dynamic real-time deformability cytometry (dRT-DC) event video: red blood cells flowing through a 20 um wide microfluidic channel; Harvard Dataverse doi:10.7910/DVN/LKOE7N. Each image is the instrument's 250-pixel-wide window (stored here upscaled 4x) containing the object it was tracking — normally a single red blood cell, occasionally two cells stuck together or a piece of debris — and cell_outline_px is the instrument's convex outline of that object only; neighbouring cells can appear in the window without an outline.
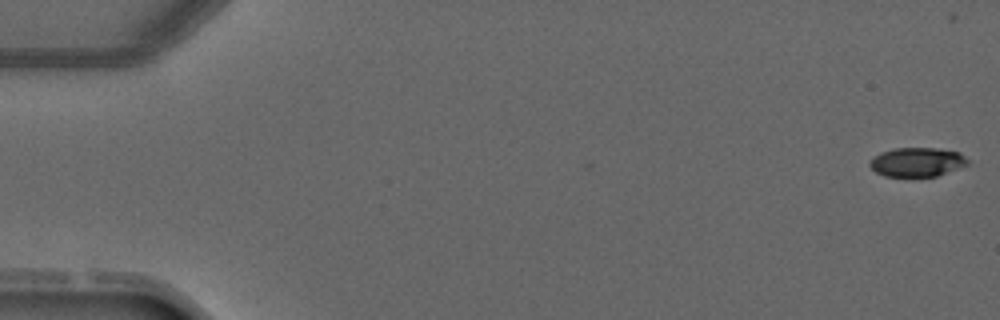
{"species": "common noctule bat (a hibernating species)", "species_latin": "Nyctalus noctula", "temperature_condition": "warm", "stored_images_in_passage": 4, "segment_of_instrument_passage": [1, 2], "camera_frame_rate_fps": 3000, "um_per_image_px": 0.085, "animal": {"sex": "male", "forearm_length_mm": 52.5}, "frame": {"image": 1, "passage_image": 1, "time_ms": 0.0, "image_size_px": [1000, 320], "cell_outline_px": [[968, 164], [936, 176], [884, 176], [876, 172], [868, 164], [868, 160], [880, 152], [892, 148], [940, 148], [960, 152], [968, 160]], "centroid_in_image_um": [77.91, 13.76], "position_along_channel_um": 7.1, "area_um2": 16.65}}
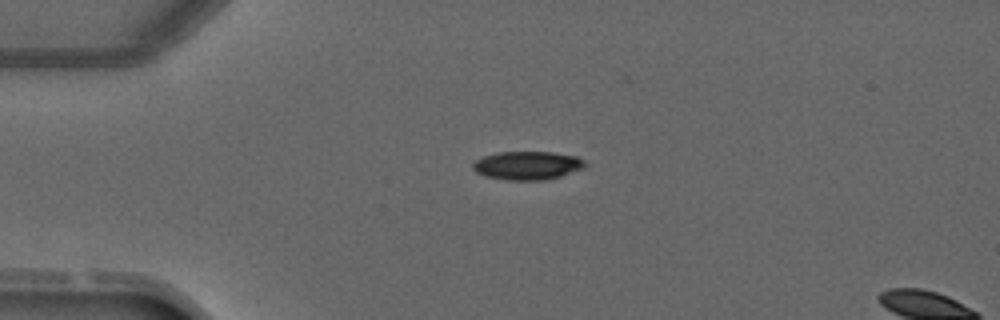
{"frame": {"image": 2, "passage_image": 3, "time_ms": 3.333, "image_size_px": [1000, 320], "cell_outline_px": [[588, 164], [584, 168], [560, 176], [544, 180], [504, 180], [484, 176], [476, 172], [472, 168], [472, 164], [476, 160], [484, 156], [500, 152], [552, 152], [576, 156], [584, 160]], "centroid_in_image_um": [44.83, 14.07], "position_along_channel_um": 40.2, "area_um2": 18.67}}